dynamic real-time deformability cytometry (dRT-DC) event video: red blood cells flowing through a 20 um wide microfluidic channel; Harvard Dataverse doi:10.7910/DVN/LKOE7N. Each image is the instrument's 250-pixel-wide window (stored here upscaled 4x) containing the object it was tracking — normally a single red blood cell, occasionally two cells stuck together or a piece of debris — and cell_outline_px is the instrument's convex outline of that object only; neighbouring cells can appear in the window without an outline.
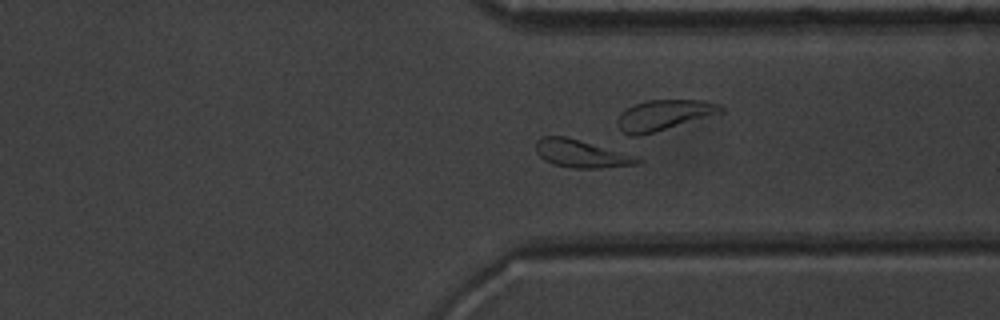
{"species": "common noctule bat (a hibernating species)", "species_latin": "Nyctalus noctula", "temperature_condition": "warm", "stored_images_in_passage": 36, "camera_frame_rate_fps": 3000, "um_per_image_px": 0.085, "animal": {"sex": "male", "body_mass_g": 20.1, "forearm_length_mm": 53.5}, "frame": {"image": 1, "passage_image": 24, "time_ms": 7.667, "image_size_px": [1000, 320], "cell_outline_px": [[644, 160], [636, 164], [600, 168], [572, 168], [552, 164], [544, 160], [536, 152], [536, 140], [540, 136], [564, 136], [632, 152], [640, 156]], "centroid_in_image_um": [49.5, 13.05], "position_along_channel_um": 361.9, "area_um2": 17.11}}
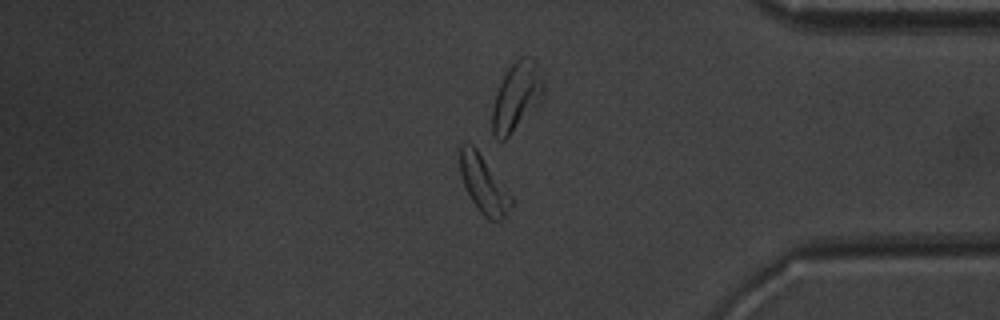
{"frame": {"image": 2, "passage_image": 28, "time_ms": 9.0, "image_size_px": [1000, 320], "cell_outline_px": [[516, 204], [500, 220], [488, 220], [476, 208], [460, 176], [460, 144], [472, 144], [476, 148], [516, 200]], "centroid_in_image_um": [41.16, 15.71], "position_along_channel_um": 394.0, "area_um2": 17.34}, "authors_computed_cell_mechanics": {"area_um2": 16.7331, "velocity_mm_per_s": 3.9694, "shape_relaxation_time_tau1_ms": 3.1458, "shape_relaxation_time_tau2_ms": 3.1447, "deformation_change_tau1": 0.1297, "deformation_change_tau2": 0.1229}}